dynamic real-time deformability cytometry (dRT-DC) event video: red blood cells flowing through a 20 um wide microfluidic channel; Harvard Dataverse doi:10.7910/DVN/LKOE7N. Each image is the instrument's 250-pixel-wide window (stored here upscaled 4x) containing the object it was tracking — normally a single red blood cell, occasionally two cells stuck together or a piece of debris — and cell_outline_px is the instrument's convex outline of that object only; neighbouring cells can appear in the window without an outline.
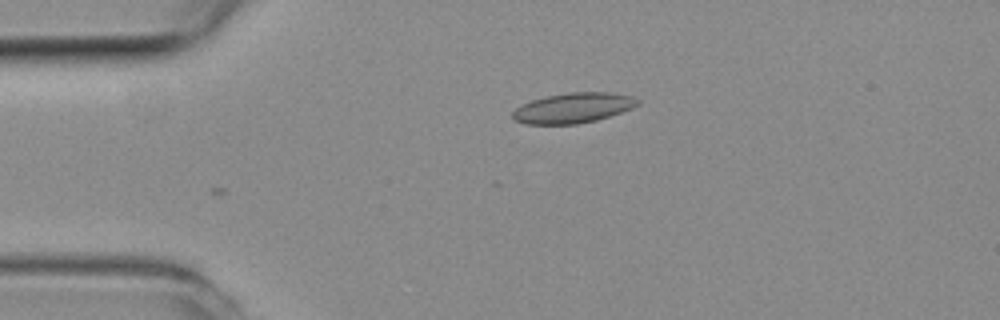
{"species": "common noctule bat (a hibernating species)", "species_latin": "Nyctalus noctula", "temperature_condition": "room temperature", "stored_images_in_passage": 3, "camera_frame_rate_fps": 3000, "um_per_image_px": 0.085, "animal": {"sex": "female", "body_mass_g": 19.3, "forearm_length_mm": 54.1}, "frame": {"image": 1, "passage_image": 3, "time_ms": 0.667, "image_size_px": [1000, 320], "cell_outline_px": [[640, 104], [632, 108], [596, 120], [576, 124], [524, 124], [516, 120], [512, 116], [512, 112], [516, 108], [532, 100], [548, 96], [572, 92], [608, 92], [632, 96], [640, 100]], "centroid_in_image_um": [48.74, 9.17], "position_along_channel_um": 36.3, "area_um2": 21.73}}